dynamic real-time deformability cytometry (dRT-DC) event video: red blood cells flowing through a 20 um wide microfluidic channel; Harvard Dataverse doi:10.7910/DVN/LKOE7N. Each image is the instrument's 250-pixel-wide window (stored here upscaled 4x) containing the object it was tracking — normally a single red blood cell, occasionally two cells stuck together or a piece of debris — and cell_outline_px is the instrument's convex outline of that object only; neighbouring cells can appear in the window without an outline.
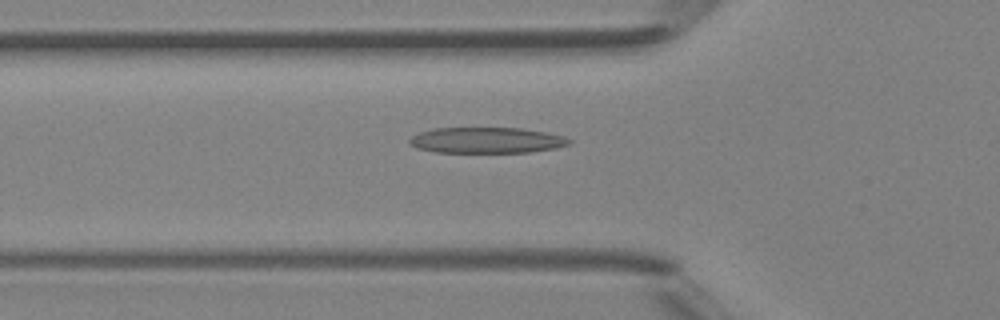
{"species": "Egyptian fruit bat (a non-hibernating species)", "species_latin": "Rousettus aegyptiacus", "temperature_condition": "room temperature", "stored_images_in_passage": 42, "camera_frame_rate_fps": 3000, "um_per_image_px": 0.085, "animal": {"sex": "female"}, "frame": {"image": 1, "passage_image": 12, "time_ms": 3.667, "image_size_px": [1000, 320], "cell_outline_px": [[572, 140], [568, 144], [556, 148], [528, 152], [436, 152], [416, 148], [408, 140], [412, 136], [420, 132], [432, 128], [520, 128], [544, 132], [564, 136]], "centroid_in_image_um": [41.35, 11.92], "position_along_channel_um": 84.5, "area_um2": 23.87}}
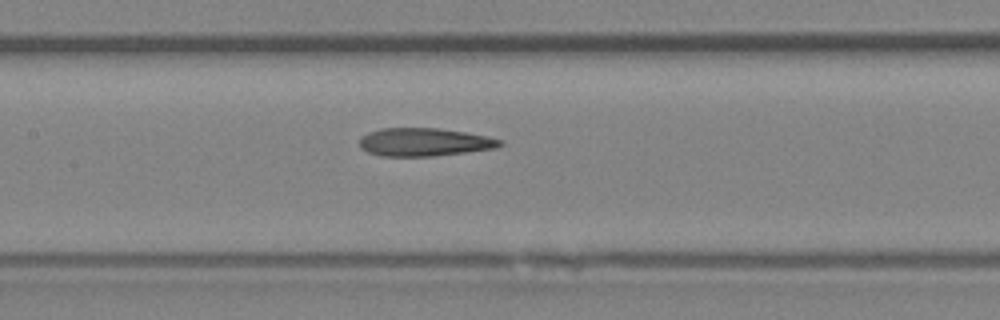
{"frame": {"image": 2, "passage_image": 18, "time_ms": 5.667, "image_size_px": [1000, 320], "cell_outline_px": [[504, 144], [496, 148], [432, 156], [380, 156], [368, 152], [360, 148], [360, 140], [368, 132], [380, 128], [436, 128], [464, 132], [488, 136], [504, 140]], "centroid_in_image_um": [36.08, 12.07], "position_along_channel_um": 171.3, "area_um2": 22.95}}
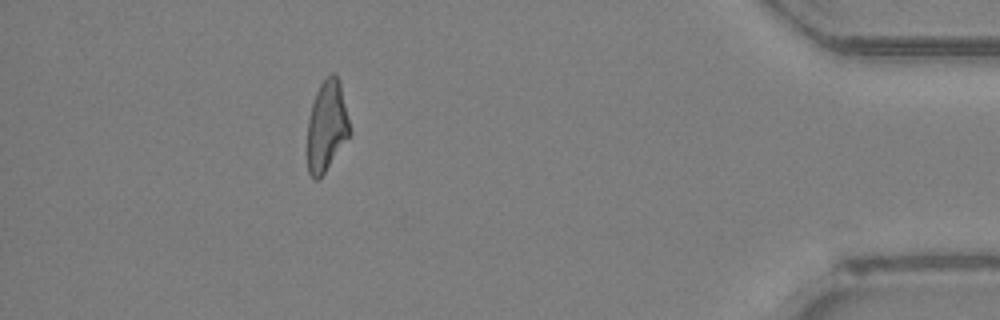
{"frame": {"image": 3, "passage_image": 38, "time_ms": 12.333, "image_size_px": [1000, 320], "cell_outline_px": [[352, 132], [320, 180], [312, 180], [308, 172], [308, 120], [312, 104], [316, 92], [320, 84], [332, 72], [336, 72], [340, 80]], "centroid_in_image_um": [27.79, 10.73], "position_along_channel_um": 407.4, "area_um2": 22.72}}